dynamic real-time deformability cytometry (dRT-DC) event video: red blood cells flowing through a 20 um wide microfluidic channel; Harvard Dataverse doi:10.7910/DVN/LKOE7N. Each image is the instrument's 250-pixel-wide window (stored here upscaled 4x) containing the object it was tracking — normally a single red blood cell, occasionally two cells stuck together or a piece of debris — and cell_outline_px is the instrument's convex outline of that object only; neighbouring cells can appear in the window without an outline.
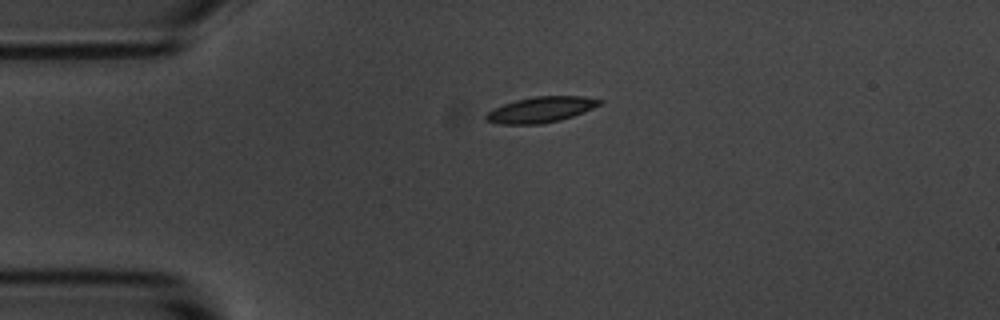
{"species": "common noctule bat (a hibernating species)", "species_latin": "Nyctalus noctula", "temperature_condition": "room temperature", "stored_images_in_passage": 2, "camera_frame_rate_fps": 3000, "um_per_image_px": 0.085, "animal": {"sex": "male", "body_mass_g": 20.1, "forearm_length_mm": 53.5}, "frame": {"image": 1, "passage_image": 1, "time_ms": 0.0, "image_size_px": [1000, 320], "cell_outline_px": [[604, 100], [600, 104], [584, 112], [560, 120], [540, 124], [500, 124], [484, 120], [484, 116], [488, 112], [504, 104], [516, 100], [532, 96], [584, 96]], "centroid_in_image_um": [45.98, 9.31], "position_along_channel_um": 39.0, "area_um2": 16.94}}